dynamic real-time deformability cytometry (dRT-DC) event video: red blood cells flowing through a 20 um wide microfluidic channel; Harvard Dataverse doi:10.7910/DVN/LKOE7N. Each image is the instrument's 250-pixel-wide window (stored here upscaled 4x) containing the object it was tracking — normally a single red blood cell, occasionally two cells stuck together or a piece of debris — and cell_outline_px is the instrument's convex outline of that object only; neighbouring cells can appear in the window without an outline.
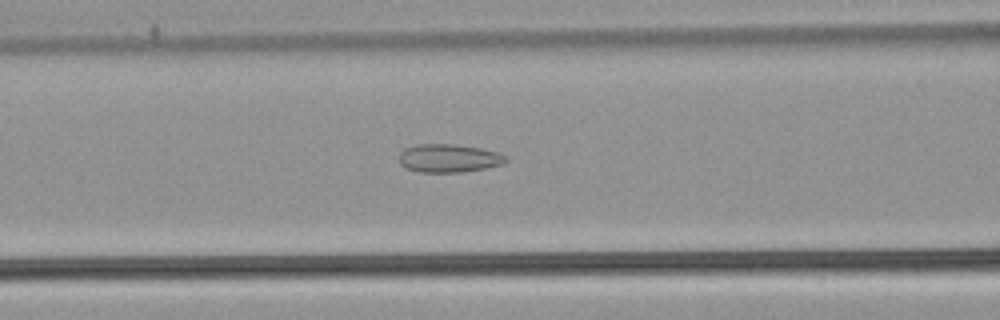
{"species": "common noctule bat (a hibernating species)", "species_latin": "Nyctalus noctula", "temperature_condition": "warm", "stored_images_in_passage": 35, "camera_frame_rate_fps": 3000, "um_per_image_px": 0.085, "animal": {"sex": "male", "body_mass_g": 21.5, "forearm_length_mm": 52.0}, "frame": {"image": 1, "passage_image": 9, "time_ms": 2.667, "image_size_px": [1000, 320], "cell_outline_px": [[508, 160], [504, 164], [484, 168], [460, 172], [420, 172], [408, 168], [400, 164], [400, 152], [404, 148], [416, 144], [452, 144], [480, 148], [500, 152], [508, 156]], "centroid_in_image_um": [38.18, 13.44], "position_along_channel_um": 128.4, "area_um2": 17.63}}
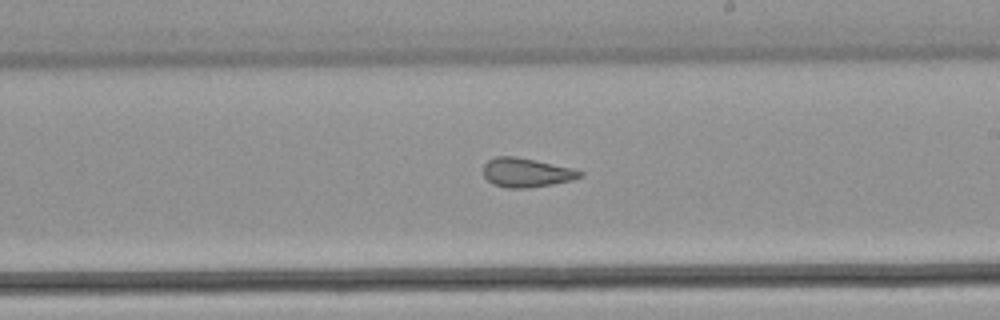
{"frame": {"image": 2, "passage_image": 18, "time_ms": 5.667, "image_size_px": [1000, 320], "cell_outline_px": [[584, 176], [572, 180], [552, 184], [528, 188], [504, 188], [492, 184], [484, 176], [484, 164], [488, 160], [496, 156], [516, 156], [572, 168], [584, 172]], "centroid_in_image_um": [44.74, 14.67], "position_along_channel_um": 244.3, "area_um2": 16.47}}
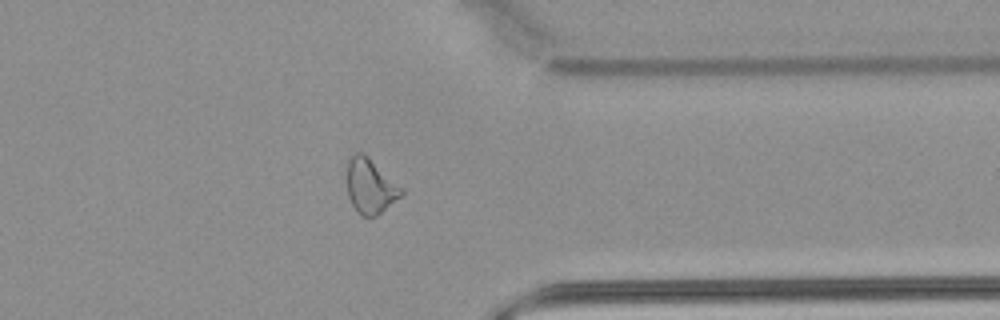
{"frame": {"image": 3, "passage_image": 29, "time_ms": 9.333, "image_size_px": [1000, 320], "cell_outline_px": [[404, 192], [400, 196], [376, 216], [360, 216], [356, 212], [348, 196], [348, 160], [356, 152], [364, 152], [404, 188]], "centroid_in_image_um": [31.49, 15.81], "position_along_channel_um": 379.9, "area_um2": 17.34}}